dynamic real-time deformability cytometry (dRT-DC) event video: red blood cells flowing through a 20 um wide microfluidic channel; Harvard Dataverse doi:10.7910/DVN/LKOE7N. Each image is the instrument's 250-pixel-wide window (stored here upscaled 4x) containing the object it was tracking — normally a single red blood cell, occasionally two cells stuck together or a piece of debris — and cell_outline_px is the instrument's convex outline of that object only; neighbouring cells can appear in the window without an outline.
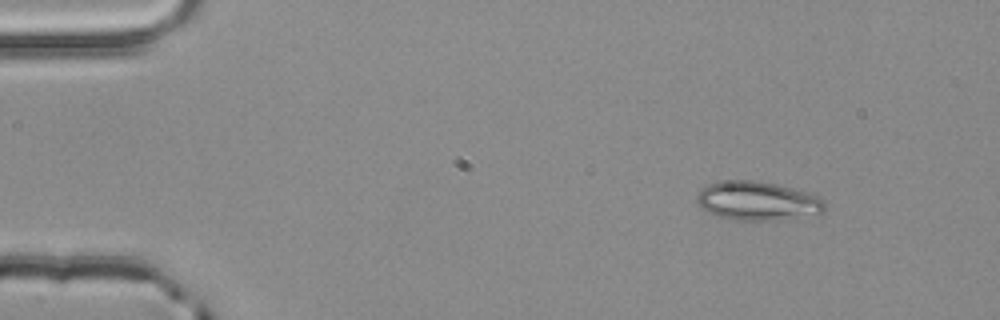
{"species": "common noctule bat (a hibernating species)", "species_latin": "Nyctalus noctula", "temperature_condition": "room temperature", "stored_images_in_passage": 3, "camera_frame_rate_fps": 3000, "um_per_image_px": 0.085, "animal": {"sex": "male", "body_mass_g": 20.4}, "frame": {"image": 1, "passage_image": 1, "time_ms": 0.0, "image_size_px": [1000, 320], "cell_outline_px": [[824, 208], [820, 212], [776, 220], [736, 220], [716, 216], [700, 208], [696, 204], [696, 196], [700, 188], [708, 184], [720, 180], [752, 180], [776, 184], [804, 192], [816, 196], [824, 200]], "centroid_in_image_um": [64.25, 17.06], "position_along_channel_um": 20.8, "area_um2": 28.73}}